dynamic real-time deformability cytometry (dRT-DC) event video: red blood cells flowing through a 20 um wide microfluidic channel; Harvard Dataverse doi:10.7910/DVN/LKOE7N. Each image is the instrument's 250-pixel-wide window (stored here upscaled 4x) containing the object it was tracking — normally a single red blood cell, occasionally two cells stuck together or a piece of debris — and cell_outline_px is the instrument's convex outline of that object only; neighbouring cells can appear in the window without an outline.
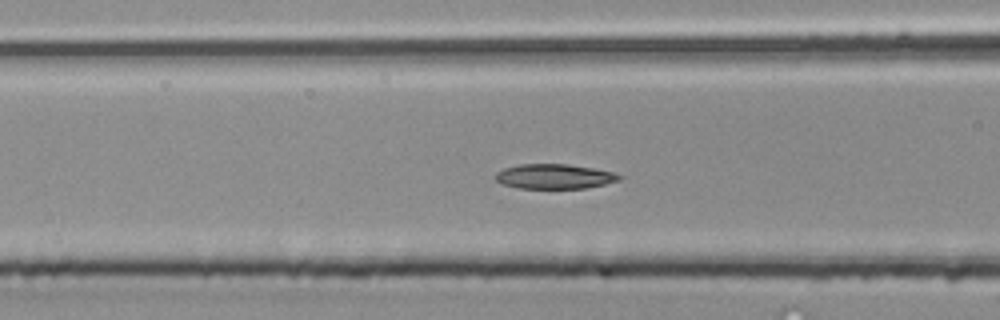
{"species": "common noctule bat (a hibernating species)", "species_latin": "Nyctalus noctula", "temperature_condition": "room temperature", "stored_images_in_passage": 34, "camera_frame_rate_fps": 3000, "um_per_image_px": 0.085, "animal": {"sex": "male", "body_mass_g": 20.4}, "frame": {"image": 1, "passage_image": 5, "time_ms": 1.333, "image_size_px": [1000, 320], "cell_outline_px": [[624, 176], [620, 180], [604, 184], [584, 188], [516, 188], [500, 184], [496, 180], [496, 172], [504, 168], [520, 164], [568, 164], [596, 168], [616, 172]], "centroid_in_image_um": [47.15, 14.99], "position_along_channel_um": 119.5, "area_um2": 18.09}}
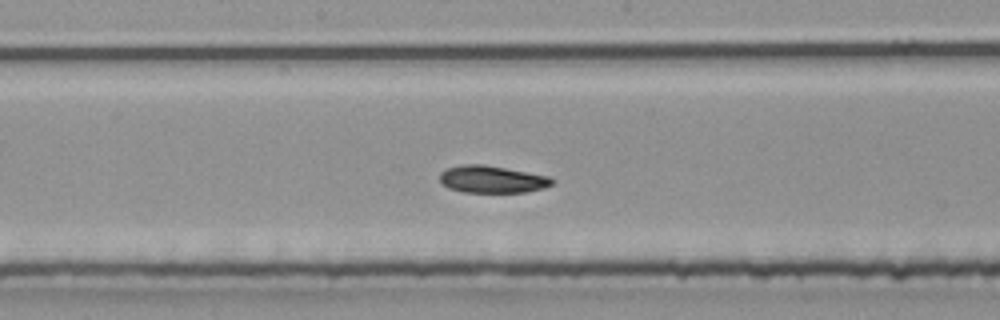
{"frame": {"image": 2, "passage_image": 11, "time_ms": 3.333, "image_size_px": [1000, 320], "cell_outline_px": [[556, 180], [552, 184], [544, 188], [524, 192], [460, 192], [448, 188], [440, 184], [440, 172], [444, 168], [460, 164], [484, 164], [548, 176]], "centroid_in_image_um": [41.76, 15.23], "position_along_channel_um": 206.4, "area_um2": 18.03}}
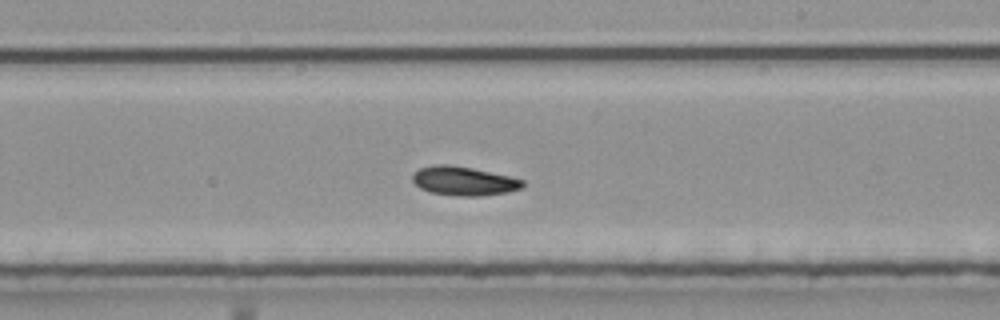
{"frame": {"image": 3, "passage_image": 14, "time_ms": 4.333, "image_size_px": [1000, 320], "cell_outline_px": [[524, 184], [520, 188], [508, 192], [480, 196], [460, 196], [432, 192], [420, 188], [412, 180], [412, 176], [420, 168], [436, 164], [448, 164], [472, 168], [508, 176], [524, 180]], "centroid_in_image_um": [39.42, 15.38], "position_along_channel_um": 249.6, "area_um2": 18.32}}